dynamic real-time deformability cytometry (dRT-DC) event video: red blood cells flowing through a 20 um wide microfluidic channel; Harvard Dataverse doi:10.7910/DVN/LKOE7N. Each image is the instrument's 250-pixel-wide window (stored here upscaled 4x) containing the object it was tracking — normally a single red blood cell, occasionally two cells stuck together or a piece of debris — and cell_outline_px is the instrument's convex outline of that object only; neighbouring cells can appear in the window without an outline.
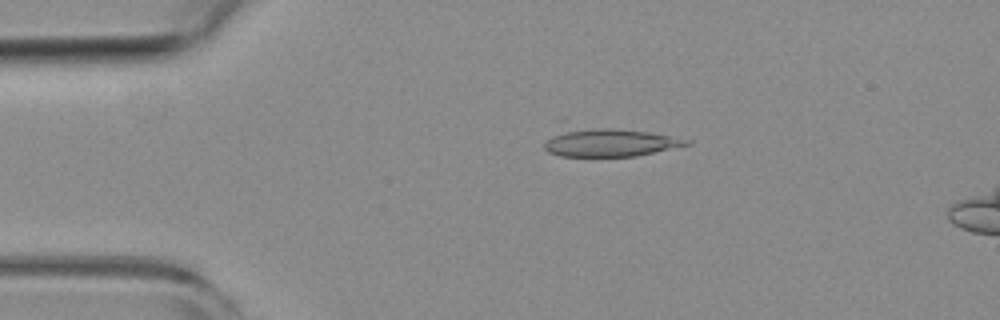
{"species": "common noctule bat (a hibernating species)", "species_latin": "Nyctalus noctula", "temperature_condition": "room temperature", "stored_images_in_passage": 14, "camera_frame_rate_fps": 3000, "um_per_image_px": 0.085, "animal": {"sex": "female", "body_mass_g": 19.3, "forearm_length_mm": 54.1}, "frame": {"image": 1, "passage_image": 11, "time_ms": 3.333, "image_size_px": [1000, 320], "cell_outline_px": [[692, 144], [636, 156], [560, 156], [548, 152], [544, 148], [544, 144], [556, 120], [564, 120], [648, 132], [692, 140]], "centroid_in_image_um": [51.49, 11.97], "position_along_channel_um": 33.5, "area_um2": 25.95}}